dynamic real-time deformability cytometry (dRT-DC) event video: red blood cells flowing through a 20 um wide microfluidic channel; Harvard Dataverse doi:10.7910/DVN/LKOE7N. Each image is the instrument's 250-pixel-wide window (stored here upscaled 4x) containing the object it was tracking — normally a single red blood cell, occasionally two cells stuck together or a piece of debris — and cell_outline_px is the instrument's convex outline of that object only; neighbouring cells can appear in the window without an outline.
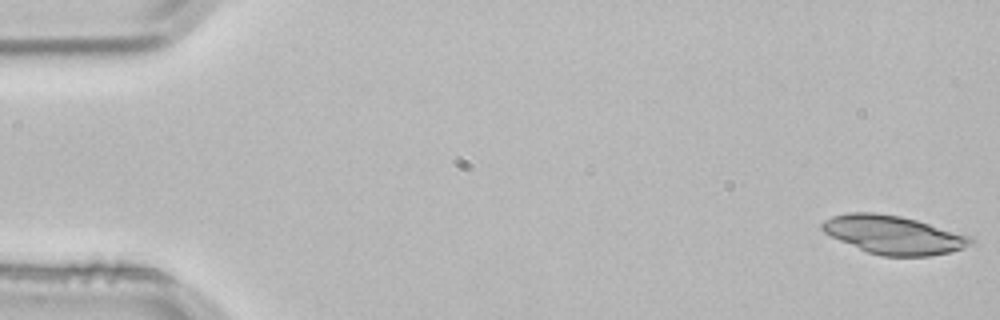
{"species": "common noctule bat (a hibernating species)", "species_latin": "Nyctalus noctula", "temperature_condition": "room temperature", "stored_images_in_passage": 3, "camera_frame_rate_fps": 3000, "um_per_image_px": 0.085, "animal": {"sex": "male", "body_mass_g": 21.5, "forearm_length_mm": 52.0}, "frame": {"image": 1, "passage_image": 1, "time_ms": 0.0, "image_size_px": [1000, 320], "cell_outline_px": [[976, 240], [972, 244], [964, 248], [932, 256], [880, 256], [868, 252], [840, 240], [824, 232], [820, 228], [820, 224], [824, 220], [832, 216], [848, 212], [876, 212], [900, 216], [916, 220], [972, 236]], "centroid_in_image_um": [75.97, 19.95], "position_along_channel_um": 9.0, "area_um2": 33.29}}